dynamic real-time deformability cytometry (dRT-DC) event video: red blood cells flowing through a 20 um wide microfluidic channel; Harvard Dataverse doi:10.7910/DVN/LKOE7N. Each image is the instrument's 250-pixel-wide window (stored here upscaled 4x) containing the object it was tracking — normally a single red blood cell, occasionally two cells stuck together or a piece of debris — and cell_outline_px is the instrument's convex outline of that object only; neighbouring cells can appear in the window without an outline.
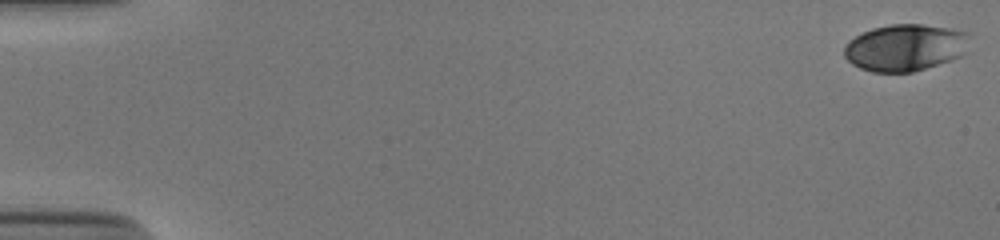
{"species": "human", "species_latin": "Homo sapiens", "temperature_condition": "cold", "stored_images_in_passage": 54, "camera_frame_rate_fps": 3000, "um_per_image_px": 0.085, "donor": {"sex": "male"}, "frame": {"image": 1, "passage_image": 1, "time_ms": 0.0, "image_size_px": [1000, 240], "cell_outline_px": [[968, 32], [964, 52], [960, 56], [952, 60], [912, 72], [872, 72], [860, 68], [852, 64], [844, 56], [844, 48], [848, 40], [872, 28], [892, 24], [924, 24], [952, 28]], "centroid_in_image_um": [76.91, 4.04], "position_along_channel_um": 8.1, "area_um2": 34.16}}
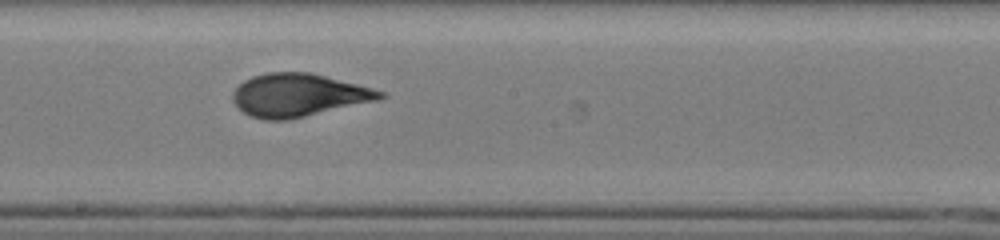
{"frame": {"image": 2, "passage_image": 31, "time_ms": 10.0, "image_size_px": [1000, 240], "cell_outline_px": [[388, 96], [376, 100], [288, 120], [264, 120], [252, 116], [244, 112], [232, 100], [232, 92], [244, 80], [252, 76], [268, 72], [308, 72], [372, 88], [384, 92]], "centroid_in_image_um": [25.34, 8.08], "position_along_channel_um": 222.9, "area_um2": 36.41}}
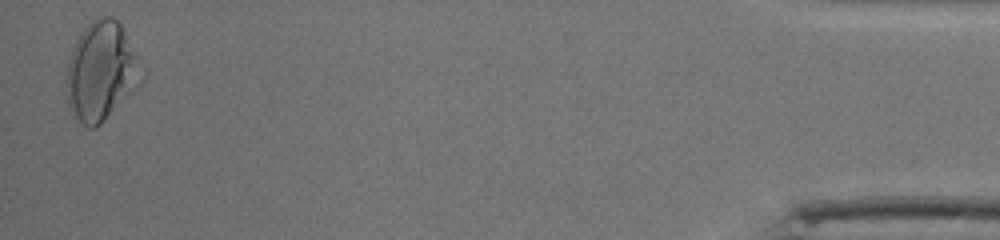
{"frame": {"image": 3, "passage_image": 53, "time_ms": 17.333, "image_size_px": [1000, 240], "cell_outline_px": [[148, 76], [140, 88], [100, 124], [92, 128], [88, 128], [76, 124], [68, 108], [68, 60], [72, 48], [80, 32], [96, 16], [112, 16], [120, 24], [148, 72]], "centroid_in_image_um": [8.68, 6.1], "position_along_channel_um": 426.5, "area_um2": 44.62}, "authors_computed_cell_mechanics": {"area_um2": 36.2117, "velocity_mm_per_s": 3.8808, "shape_relaxation_time_tau1_ms": 3.7815, "shape_relaxation_time_tau2_ms": 1.1153, "deformation_change_tau1": 0.1643, "deformation_change_tau2": 0.0486}}